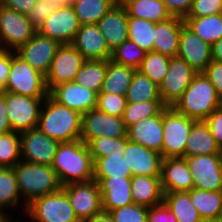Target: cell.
I'll use <instances>...</instances> for the list:
<instances>
[{"label": "cell", "mask_w": 222, "mask_h": 222, "mask_svg": "<svg viewBox=\"0 0 222 222\" xmlns=\"http://www.w3.org/2000/svg\"><path fill=\"white\" fill-rule=\"evenodd\" d=\"M44 99L6 91V107L12 131L22 133L37 128Z\"/></svg>", "instance_id": "obj_11"}, {"label": "cell", "mask_w": 222, "mask_h": 222, "mask_svg": "<svg viewBox=\"0 0 222 222\" xmlns=\"http://www.w3.org/2000/svg\"><path fill=\"white\" fill-rule=\"evenodd\" d=\"M184 24V19L174 16L155 23L154 51L171 58L177 57L179 37Z\"/></svg>", "instance_id": "obj_26"}, {"label": "cell", "mask_w": 222, "mask_h": 222, "mask_svg": "<svg viewBox=\"0 0 222 222\" xmlns=\"http://www.w3.org/2000/svg\"><path fill=\"white\" fill-rule=\"evenodd\" d=\"M17 187L24 201L23 212L33 200L62 189L56 171L49 165L20 160L14 167Z\"/></svg>", "instance_id": "obj_3"}, {"label": "cell", "mask_w": 222, "mask_h": 222, "mask_svg": "<svg viewBox=\"0 0 222 222\" xmlns=\"http://www.w3.org/2000/svg\"><path fill=\"white\" fill-rule=\"evenodd\" d=\"M177 57L186 61L197 73H203L212 61V47L184 24L179 37Z\"/></svg>", "instance_id": "obj_18"}, {"label": "cell", "mask_w": 222, "mask_h": 222, "mask_svg": "<svg viewBox=\"0 0 222 222\" xmlns=\"http://www.w3.org/2000/svg\"><path fill=\"white\" fill-rule=\"evenodd\" d=\"M126 104L125 95L99 93L96 108L106 114L123 117Z\"/></svg>", "instance_id": "obj_45"}, {"label": "cell", "mask_w": 222, "mask_h": 222, "mask_svg": "<svg viewBox=\"0 0 222 222\" xmlns=\"http://www.w3.org/2000/svg\"><path fill=\"white\" fill-rule=\"evenodd\" d=\"M196 120L178 113L173 107L162 110V158L185 157V145Z\"/></svg>", "instance_id": "obj_6"}, {"label": "cell", "mask_w": 222, "mask_h": 222, "mask_svg": "<svg viewBox=\"0 0 222 222\" xmlns=\"http://www.w3.org/2000/svg\"><path fill=\"white\" fill-rule=\"evenodd\" d=\"M97 25L112 52L128 40V14L124 6L114 5Z\"/></svg>", "instance_id": "obj_24"}, {"label": "cell", "mask_w": 222, "mask_h": 222, "mask_svg": "<svg viewBox=\"0 0 222 222\" xmlns=\"http://www.w3.org/2000/svg\"><path fill=\"white\" fill-rule=\"evenodd\" d=\"M59 144L38 128L20 133L21 158L31 163L51 166Z\"/></svg>", "instance_id": "obj_15"}, {"label": "cell", "mask_w": 222, "mask_h": 222, "mask_svg": "<svg viewBox=\"0 0 222 222\" xmlns=\"http://www.w3.org/2000/svg\"><path fill=\"white\" fill-rule=\"evenodd\" d=\"M12 131L6 107V91H0V134Z\"/></svg>", "instance_id": "obj_55"}, {"label": "cell", "mask_w": 222, "mask_h": 222, "mask_svg": "<svg viewBox=\"0 0 222 222\" xmlns=\"http://www.w3.org/2000/svg\"><path fill=\"white\" fill-rule=\"evenodd\" d=\"M106 70L107 60H85L74 78V82L99 94Z\"/></svg>", "instance_id": "obj_34"}, {"label": "cell", "mask_w": 222, "mask_h": 222, "mask_svg": "<svg viewBox=\"0 0 222 222\" xmlns=\"http://www.w3.org/2000/svg\"><path fill=\"white\" fill-rule=\"evenodd\" d=\"M136 69L107 60V70L100 93L126 95Z\"/></svg>", "instance_id": "obj_30"}, {"label": "cell", "mask_w": 222, "mask_h": 222, "mask_svg": "<svg viewBox=\"0 0 222 222\" xmlns=\"http://www.w3.org/2000/svg\"><path fill=\"white\" fill-rule=\"evenodd\" d=\"M62 189L67 194L80 222L92 219L103 211L100 188L95 180L70 183L62 186Z\"/></svg>", "instance_id": "obj_9"}, {"label": "cell", "mask_w": 222, "mask_h": 222, "mask_svg": "<svg viewBox=\"0 0 222 222\" xmlns=\"http://www.w3.org/2000/svg\"><path fill=\"white\" fill-rule=\"evenodd\" d=\"M51 167L62 186L94 180V161L81 139L60 143Z\"/></svg>", "instance_id": "obj_1"}, {"label": "cell", "mask_w": 222, "mask_h": 222, "mask_svg": "<svg viewBox=\"0 0 222 222\" xmlns=\"http://www.w3.org/2000/svg\"><path fill=\"white\" fill-rule=\"evenodd\" d=\"M131 195L133 203L147 208L163 203L164 192L160 177H131Z\"/></svg>", "instance_id": "obj_27"}, {"label": "cell", "mask_w": 222, "mask_h": 222, "mask_svg": "<svg viewBox=\"0 0 222 222\" xmlns=\"http://www.w3.org/2000/svg\"><path fill=\"white\" fill-rule=\"evenodd\" d=\"M71 45L85 60H109L112 56L97 24L81 25Z\"/></svg>", "instance_id": "obj_21"}, {"label": "cell", "mask_w": 222, "mask_h": 222, "mask_svg": "<svg viewBox=\"0 0 222 222\" xmlns=\"http://www.w3.org/2000/svg\"><path fill=\"white\" fill-rule=\"evenodd\" d=\"M10 72V51L0 48V91L7 83Z\"/></svg>", "instance_id": "obj_54"}, {"label": "cell", "mask_w": 222, "mask_h": 222, "mask_svg": "<svg viewBox=\"0 0 222 222\" xmlns=\"http://www.w3.org/2000/svg\"><path fill=\"white\" fill-rule=\"evenodd\" d=\"M56 0H37L27 15L33 26L38 30L45 20L60 6Z\"/></svg>", "instance_id": "obj_47"}, {"label": "cell", "mask_w": 222, "mask_h": 222, "mask_svg": "<svg viewBox=\"0 0 222 222\" xmlns=\"http://www.w3.org/2000/svg\"><path fill=\"white\" fill-rule=\"evenodd\" d=\"M171 16L185 19L194 0H162Z\"/></svg>", "instance_id": "obj_51"}, {"label": "cell", "mask_w": 222, "mask_h": 222, "mask_svg": "<svg viewBox=\"0 0 222 222\" xmlns=\"http://www.w3.org/2000/svg\"><path fill=\"white\" fill-rule=\"evenodd\" d=\"M128 17L160 22L171 17L162 0H130L124 5Z\"/></svg>", "instance_id": "obj_33"}, {"label": "cell", "mask_w": 222, "mask_h": 222, "mask_svg": "<svg viewBox=\"0 0 222 222\" xmlns=\"http://www.w3.org/2000/svg\"><path fill=\"white\" fill-rule=\"evenodd\" d=\"M96 137H127V127L122 117L112 116L97 108L82 115L80 139L87 143Z\"/></svg>", "instance_id": "obj_13"}, {"label": "cell", "mask_w": 222, "mask_h": 222, "mask_svg": "<svg viewBox=\"0 0 222 222\" xmlns=\"http://www.w3.org/2000/svg\"><path fill=\"white\" fill-rule=\"evenodd\" d=\"M85 59L71 44L61 45L55 53L50 70L45 76L48 92L55 86L74 81Z\"/></svg>", "instance_id": "obj_14"}, {"label": "cell", "mask_w": 222, "mask_h": 222, "mask_svg": "<svg viewBox=\"0 0 222 222\" xmlns=\"http://www.w3.org/2000/svg\"><path fill=\"white\" fill-rule=\"evenodd\" d=\"M203 73L216 89L218 97L222 100V63L212 60Z\"/></svg>", "instance_id": "obj_50"}, {"label": "cell", "mask_w": 222, "mask_h": 222, "mask_svg": "<svg viewBox=\"0 0 222 222\" xmlns=\"http://www.w3.org/2000/svg\"><path fill=\"white\" fill-rule=\"evenodd\" d=\"M60 2L61 5H72L75 0H56Z\"/></svg>", "instance_id": "obj_60"}, {"label": "cell", "mask_w": 222, "mask_h": 222, "mask_svg": "<svg viewBox=\"0 0 222 222\" xmlns=\"http://www.w3.org/2000/svg\"><path fill=\"white\" fill-rule=\"evenodd\" d=\"M222 153L216 144L205 121H196L189 133L185 145V156L212 155Z\"/></svg>", "instance_id": "obj_28"}, {"label": "cell", "mask_w": 222, "mask_h": 222, "mask_svg": "<svg viewBox=\"0 0 222 222\" xmlns=\"http://www.w3.org/2000/svg\"><path fill=\"white\" fill-rule=\"evenodd\" d=\"M94 177L131 178V171L127 166L123 154L109 155L94 161Z\"/></svg>", "instance_id": "obj_39"}, {"label": "cell", "mask_w": 222, "mask_h": 222, "mask_svg": "<svg viewBox=\"0 0 222 222\" xmlns=\"http://www.w3.org/2000/svg\"><path fill=\"white\" fill-rule=\"evenodd\" d=\"M49 95L59 104L82 115L97 107L98 94L74 81L55 86Z\"/></svg>", "instance_id": "obj_19"}, {"label": "cell", "mask_w": 222, "mask_h": 222, "mask_svg": "<svg viewBox=\"0 0 222 222\" xmlns=\"http://www.w3.org/2000/svg\"><path fill=\"white\" fill-rule=\"evenodd\" d=\"M147 222H178L175 215L163 203L148 209Z\"/></svg>", "instance_id": "obj_52"}, {"label": "cell", "mask_w": 222, "mask_h": 222, "mask_svg": "<svg viewBox=\"0 0 222 222\" xmlns=\"http://www.w3.org/2000/svg\"><path fill=\"white\" fill-rule=\"evenodd\" d=\"M219 222H222V213H221V217H220V220H219Z\"/></svg>", "instance_id": "obj_62"}, {"label": "cell", "mask_w": 222, "mask_h": 222, "mask_svg": "<svg viewBox=\"0 0 222 222\" xmlns=\"http://www.w3.org/2000/svg\"><path fill=\"white\" fill-rule=\"evenodd\" d=\"M20 193L13 167H0V210L20 207Z\"/></svg>", "instance_id": "obj_38"}, {"label": "cell", "mask_w": 222, "mask_h": 222, "mask_svg": "<svg viewBox=\"0 0 222 222\" xmlns=\"http://www.w3.org/2000/svg\"><path fill=\"white\" fill-rule=\"evenodd\" d=\"M190 198L203 222H219L222 213V191L192 188Z\"/></svg>", "instance_id": "obj_29"}, {"label": "cell", "mask_w": 222, "mask_h": 222, "mask_svg": "<svg viewBox=\"0 0 222 222\" xmlns=\"http://www.w3.org/2000/svg\"><path fill=\"white\" fill-rule=\"evenodd\" d=\"M170 58L156 51L148 52L137 71L159 86L167 74Z\"/></svg>", "instance_id": "obj_40"}, {"label": "cell", "mask_w": 222, "mask_h": 222, "mask_svg": "<svg viewBox=\"0 0 222 222\" xmlns=\"http://www.w3.org/2000/svg\"><path fill=\"white\" fill-rule=\"evenodd\" d=\"M212 60L222 63V38L219 39L212 46Z\"/></svg>", "instance_id": "obj_56"}, {"label": "cell", "mask_w": 222, "mask_h": 222, "mask_svg": "<svg viewBox=\"0 0 222 222\" xmlns=\"http://www.w3.org/2000/svg\"><path fill=\"white\" fill-rule=\"evenodd\" d=\"M37 0H0V4L6 8L28 15Z\"/></svg>", "instance_id": "obj_53"}, {"label": "cell", "mask_w": 222, "mask_h": 222, "mask_svg": "<svg viewBox=\"0 0 222 222\" xmlns=\"http://www.w3.org/2000/svg\"><path fill=\"white\" fill-rule=\"evenodd\" d=\"M160 180L164 193L190 191L194 185L184 157L162 158Z\"/></svg>", "instance_id": "obj_22"}, {"label": "cell", "mask_w": 222, "mask_h": 222, "mask_svg": "<svg viewBox=\"0 0 222 222\" xmlns=\"http://www.w3.org/2000/svg\"><path fill=\"white\" fill-rule=\"evenodd\" d=\"M146 53L131 40H126L113 52L111 59L119 64L138 69Z\"/></svg>", "instance_id": "obj_44"}, {"label": "cell", "mask_w": 222, "mask_h": 222, "mask_svg": "<svg viewBox=\"0 0 222 222\" xmlns=\"http://www.w3.org/2000/svg\"><path fill=\"white\" fill-rule=\"evenodd\" d=\"M6 213L7 211L0 210V222H7L11 218V214Z\"/></svg>", "instance_id": "obj_58"}, {"label": "cell", "mask_w": 222, "mask_h": 222, "mask_svg": "<svg viewBox=\"0 0 222 222\" xmlns=\"http://www.w3.org/2000/svg\"><path fill=\"white\" fill-rule=\"evenodd\" d=\"M165 107L162 101L127 102L122 118L128 129L142 119L158 115Z\"/></svg>", "instance_id": "obj_41"}, {"label": "cell", "mask_w": 222, "mask_h": 222, "mask_svg": "<svg viewBox=\"0 0 222 222\" xmlns=\"http://www.w3.org/2000/svg\"><path fill=\"white\" fill-rule=\"evenodd\" d=\"M163 202L178 222H203L192 204L190 191L164 193Z\"/></svg>", "instance_id": "obj_32"}, {"label": "cell", "mask_w": 222, "mask_h": 222, "mask_svg": "<svg viewBox=\"0 0 222 222\" xmlns=\"http://www.w3.org/2000/svg\"><path fill=\"white\" fill-rule=\"evenodd\" d=\"M61 44L36 32L35 35L15 53L32 68L46 76L50 70L52 60Z\"/></svg>", "instance_id": "obj_17"}, {"label": "cell", "mask_w": 222, "mask_h": 222, "mask_svg": "<svg viewBox=\"0 0 222 222\" xmlns=\"http://www.w3.org/2000/svg\"><path fill=\"white\" fill-rule=\"evenodd\" d=\"M1 91L33 98H46L49 95L45 76L14 51H10V72L7 83Z\"/></svg>", "instance_id": "obj_5"}, {"label": "cell", "mask_w": 222, "mask_h": 222, "mask_svg": "<svg viewBox=\"0 0 222 222\" xmlns=\"http://www.w3.org/2000/svg\"><path fill=\"white\" fill-rule=\"evenodd\" d=\"M81 24L71 5H60L37 32L58 41L61 45H70Z\"/></svg>", "instance_id": "obj_16"}, {"label": "cell", "mask_w": 222, "mask_h": 222, "mask_svg": "<svg viewBox=\"0 0 222 222\" xmlns=\"http://www.w3.org/2000/svg\"><path fill=\"white\" fill-rule=\"evenodd\" d=\"M148 209L132 203L109 212L114 222H147Z\"/></svg>", "instance_id": "obj_46"}, {"label": "cell", "mask_w": 222, "mask_h": 222, "mask_svg": "<svg viewBox=\"0 0 222 222\" xmlns=\"http://www.w3.org/2000/svg\"><path fill=\"white\" fill-rule=\"evenodd\" d=\"M25 215L33 222H80L63 189L33 200L27 205Z\"/></svg>", "instance_id": "obj_7"}, {"label": "cell", "mask_w": 222, "mask_h": 222, "mask_svg": "<svg viewBox=\"0 0 222 222\" xmlns=\"http://www.w3.org/2000/svg\"><path fill=\"white\" fill-rule=\"evenodd\" d=\"M130 0H114L115 5L117 6H124L126 3H128Z\"/></svg>", "instance_id": "obj_59"}, {"label": "cell", "mask_w": 222, "mask_h": 222, "mask_svg": "<svg viewBox=\"0 0 222 222\" xmlns=\"http://www.w3.org/2000/svg\"><path fill=\"white\" fill-rule=\"evenodd\" d=\"M184 23L210 46L222 38V13L204 17H186Z\"/></svg>", "instance_id": "obj_31"}, {"label": "cell", "mask_w": 222, "mask_h": 222, "mask_svg": "<svg viewBox=\"0 0 222 222\" xmlns=\"http://www.w3.org/2000/svg\"><path fill=\"white\" fill-rule=\"evenodd\" d=\"M197 72L183 59L172 57L168 71L159 85V95L166 107H173L189 87Z\"/></svg>", "instance_id": "obj_10"}, {"label": "cell", "mask_w": 222, "mask_h": 222, "mask_svg": "<svg viewBox=\"0 0 222 222\" xmlns=\"http://www.w3.org/2000/svg\"><path fill=\"white\" fill-rule=\"evenodd\" d=\"M216 144L222 150V109H215L205 120Z\"/></svg>", "instance_id": "obj_49"}, {"label": "cell", "mask_w": 222, "mask_h": 222, "mask_svg": "<svg viewBox=\"0 0 222 222\" xmlns=\"http://www.w3.org/2000/svg\"><path fill=\"white\" fill-rule=\"evenodd\" d=\"M220 103L221 99L206 75L197 73L173 108L193 120L204 121Z\"/></svg>", "instance_id": "obj_4"}, {"label": "cell", "mask_w": 222, "mask_h": 222, "mask_svg": "<svg viewBox=\"0 0 222 222\" xmlns=\"http://www.w3.org/2000/svg\"><path fill=\"white\" fill-rule=\"evenodd\" d=\"M85 222H114V220L108 212L102 211L92 219H88Z\"/></svg>", "instance_id": "obj_57"}, {"label": "cell", "mask_w": 222, "mask_h": 222, "mask_svg": "<svg viewBox=\"0 0 222 222\" xmlns=\"http://www.w3.org/2000/svg\"><path fill=\"white\" fill-rule=\"evenodd\" d=\"M193 178V188L222 191V153L185 156Z\"/></svg>", "instance_id": "obj_12"}, {"label": "cell", "mask_w": 222, "mask_h": 222, "mask_svg": "<svg viewBox=\"0 0 222 222\" xmlns=\"http://www.w3.org/2000/svg\"><path fill=\"white\" fill-rule=\"evenodd\" d=\"M128 140L161 153L163 144L162 111L140 120L127 129Z\"/></svg>", "instance_id": "obj_25"}, {"label": "cell", "mask_w": 222, "mask_h": 222, "mask_svg": "<svg viewBox=\"0 0 222 222\" xmlns=\"http://www.w3.org/2000/svg\"><path fill=\"white\" fill-rule=\"evenodd\" d=\"M81 123L82 114L48 95L42 104L37 128L60 143L72 142L80 139Z\"/></svg>", "instance_id": "obj_2"}, {"label": "cell", "mask_w": 222, "mask_h": 222, "mask_svg": "<svg viewBox=\"0 0 222 222\" xmlns=\"http://www.w3.org/2000/svg\"><path fill=\"white\" fill-rule=\"evenodd\" d=\"M128 39L135 43L145 53L154 51L155 22L128 17Z\"/></svg>", "instance_id": "obj_37"}, {"label": "cell", "mask_w": 222, "mask_h": 222, "mask_svg": "<svg viewBox=\"0 0 222 222\" xmlns=\"http://www.w3.org/2000/svg\"><path fill=\"white\" fill-rule=\"evenodd\" d=\"M127 102L161 101L159 86L146 75L135 71L125 95Z\"/></svg>", "instance_id": "obj_35"}, {"label": "cell", "mask_w": 222, "mask_h": 222, "mask_svg": "<svg viewBox=\"0 0 222 222\" xmlns=\"http://www.w3.org/2000/svg\"><path fill=\"white\" fill-rule=\"evenodd\" d=\"M115 5L114 0H75L71 5L81 25L97 22Z\"/></svg>", "instance_id": "obj_36"}, {"label": "cell", "mask_w": 222, "mask_h": 222, "mask_svg": "<svg viewBox=\"0 0 222 222\" xmlns=\"http://www.w3.org/2000/svg\"><path fill=\"white\" fill-rule=\"evenodd\" d=\"M36 32L27 15L0 4V48L16 52Z\"/></svg>", "instance_id": "obj_8"}, {"label": "cell", "mask_w": 222, "mask_h": 222, "mask_svg": "<svg viewBox=\"0 0 222 222\" xmlns=\"http://www.w3.org/2000/svg\"><path fill=\"white\" fill-rule=\"evenodd\" d=\"M133 176L160 177L161 153L131 142L127 137V148L123 154Z\"/></svg>", "instance_id": "obj_20"}, {"label": "cell", "mask_w": 222, "mask_h": 222, "mask_svg": "<svg viewBox=\"0 0 222 222\" xmlns=\"http://www.w3.org/2000/svg\"><path fill=\"white\" fill-rule=\"evenodd\" d=\"M21 158L20 133L0 134V167H14Z\"/></svg>", "instance_id": "obj_43"}, {"label": "cell", "mask_w": 222, "mask_h": 222, "mask_svg": "<svg viewBox=\"0 0 222 222\" xmlns=\"http://www.w3.org/2000/svg\"><path fill=\"white\" fill-rule=\"evenodd\" d=\"M13 221H14V222H22V220H21V221H20V220H16V221H15V220H12V218H10L7 222H13Z\"/></svg>", "instance_id": "obj_61"}, {"label": "cell", "mask_w": 222, "mask_h": 222, "mask_svg": "<svg viewBox=\"0 0 222 222\" xmlns=\"http://www.w3.org/2000/svg\"><path fill=\"white\" fill-rule=\"evenodd\" d=\"M222 13V0H194L187 17H204Z\"/></svg>", "instance_id": "obj_48"}, {"label": "cell", "mask_w": 222, "mask_h": 222, "mask_svg": "<svg viewBox=\"0 0 222 222\" xmlns=\"http://www.w3.org/2000/svg\"><path fill=\"white\" fill-rule=\"evenodd\" d=\"M98 183L102 210L110 212L133 203L131 195V178L94 177Z\"/></svg>", "instance_id": "obj_23"}, {"label": "cell", "mask_w": 222, "mask_h": 222, "mask_svg": "<svg viewBox=\"0 0 222 222\" xmlns=\"http://www.w3.org/2000/svg\"><path fill=\"white\" fill-rule=\"evenodd\" d=\"M86 145L93 161H95L97 158H103L109 155L124 154L127 148V137H96L90 139Z\"/></svg>", "instance_id": "obj_42"}]
</instances>
